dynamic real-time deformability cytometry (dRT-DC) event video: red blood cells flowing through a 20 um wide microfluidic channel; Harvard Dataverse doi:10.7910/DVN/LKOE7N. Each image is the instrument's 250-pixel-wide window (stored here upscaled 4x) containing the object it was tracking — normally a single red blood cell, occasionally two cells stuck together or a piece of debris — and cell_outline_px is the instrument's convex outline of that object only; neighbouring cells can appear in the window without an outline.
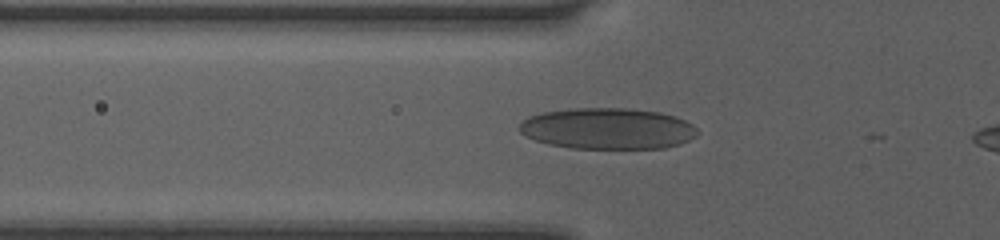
{"species": "human", "species_latin": "Homo sapiens", "temperature_condition": "room temperature", "stored_images_in_passage": 35, "camera_frame_rate_fps": 3000, "um_per_image_px": 0.085, "donor": {"sex": "female"}, "frame": {"image": 1, "passage_image": 12, "time_ms": 3.0, "image_size_px": [1000, 240], "cell_outline_px": [[700, 132], [696, 136], [680, 144], [664, 148], [572, 148], [548, 144], [524, 136], [520, 132], [520, 124], [528, 116], [544, 112], [572, 108], [624, 108], [660, 112], [676, 116], [692, 124]], "centroid_in_image_um": [51.66, 10.93], "position_along_channel_um": 74.1, "area_um2": 42.77}}
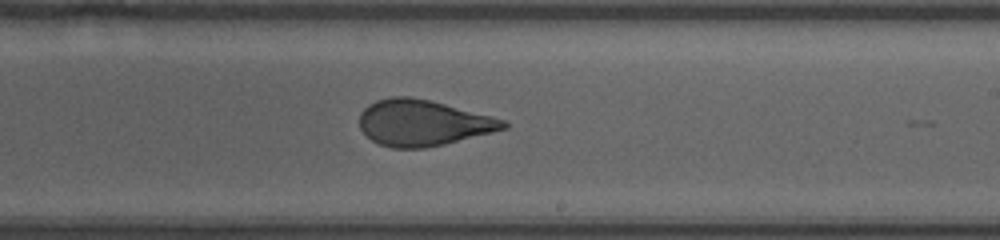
{"frame": {"image": 2, "passage_image": 21, "time_ms": 7.333, "image_size_px": [1000, 240], "cell_outline_px": [[508, 128], [444, 144], [424, 148], [392, 148], [380, 144], [372, 140], [360, 128], [360, 112], [368, 104], [376, 100], [392, 96], [412, 96], [444, 104], [504, 120], [508, 124]], "centroid_in_image_um": [35.9, 10.44], "position_along_channel_um": 253.1, "area_um2": 38.15}}
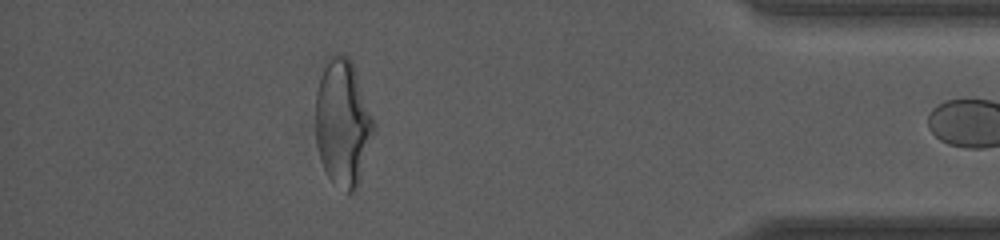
{"frame": {"image": 3, "passage_image": 34, "time_ms": 12.0, "image_size_px": [1000, 240], "cell_outline_px": [[376, 128], [356, 192], [348, 192], [332, 184], [320, 160], [316, 144], [316, 88], [324, 60], [328, 56], [336, 52], [348, 56], [352, 60], [376, 124]], "centroid_in_image_um": [29.13, 10.4], "position_along_channel_um": 406.1, "area_um2": 43.87}}